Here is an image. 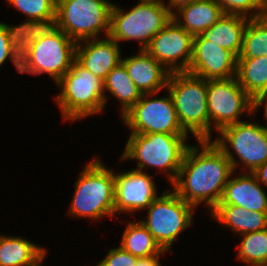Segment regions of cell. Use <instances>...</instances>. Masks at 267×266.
Here are the masks:
<instances>
[{
	"mask_svg": "<svg viewBox=\"0 0 267 266\" xmlns=\"http://www.w3.org/2000/svg\"><path fill=\"white\" fill-rule=\"evenodd\" d=\"M199 148L189 146L176 180L174 192L196 207L205 202L212 210L221 200L224 188L234 170L230 160L215 142L198 140ZM184 177H186L184 179Z\"/></svg>",
	"mask_w": 267,
	"mask_h": 266,
	"instance_id": "cell-1",
	"label": "cell"
},
{
	"mask_svg": "<svg viewBox=\"0 0 267 266\" xmlns=\"http://www.w3.org/2000/svg\"><path fill=\"white\" fill-rule=\"evenodd\" d=\"M43 258H45V255H44L42 258H40V259H39L35 264H33L32 266H42V265H41V262H42Z\"/></svg>",
	"mask_w": 267,
	"mask_h": 266,
	"instance_id": "cell-38",
	"label": "cell"
},
{
	"mask_svg": "<svg viewBox=\"0 0 267 266\" xmlns=\"http://www.w3.org/2000/svg\"><path fill=\"white\" fill-rule=\"evenodd\" d=\"M188 134H130L122 159L138 160L136 170L143 171L148 166L163 169L173 183L182 165L184 155L190 145L186 144ZM172 173V174H171Z\"/></svg>",
	"mask_w": 267,
	"mask_h": 266,
	"instance_id": "cell-3",
	"label": "cell"
},
{
	"mask_svg": "<svg viewBox=\"0 0 267 266\" xmlns=\"http://www.w3.org/2000/svg\"><path fill=\"white\" fill-rule=\"evenodd\" d=\"M151 96L155 95L142 94L140 100L122 115L125 125L132 129L131 134H187L178 121L170 94L154 99Z\"/></svg>",
	"mask_w": 267,
	"mask_h": 266,
	"instance_id": "cell-12",
	"label": "cell"
},
{
	"mask_svg": "<svg viewBox=\"0 0 267 266\" xmlns=\"http://www.w3.org/2000/svg\"><path fill=\"white\" fill-rule=\"evenodd\" d=\"M261 5V17H267V0H260Z\"/></svg>",
	"mask_w": 267,
	"mask_h": 266,
	"instance_id": "cell-37",
	"label": "cell"
},
{
	"mask_svg": "<svg viewBox=\"0 0 267 266\" xmlns=\"http://www.w3.org/2000/svg\"><path fill=\"white\" fill-rule=\"evenodd\" d=\"M46 252L22 237L0 235V266H32Z\"/></svg>",
	"mask_w": 267,
	"mask_h": 266,
	"instance_id": "cell-23",
	"label": "cell"
},
{
	"mask_svg": "<svg viewBox=\"0 0 267 266\" xmlns=\"http://www.w3.org/2000/svg\"><path fill=\"white\" fill-rule=\"evenodd\" d=\"M198 0H169V4L166 5L171 14L174 13V9H180L183 6L189 5Z\"/></svg>",
	"mask_w": 267,
	"mask_h": 266,
	"instance_id": "cell-35",
	"label": "cell"
},
{
	"mask_svg": "<svg viewBox=\"0 0 267 266\" xmlns=\"http://www.w3.org/2000/svg\"><path fill=\"white\" fill-rule=\"evenodd\" d=\"M120 247L139 258L161 255L165 253L152 234L140 222L126 225Z\"/></svg>",
	"mask_w": 267,
	"mask_h": 266,
	"instance_id": "cell-26",
	"label": "cell"
},
{
	"mask_svg": "<svg viewBox=\"0 0 267 266\" xmlns=\"http://www.w3.org/2000/svg\"><path fill=\"white\" fill-rule=\"evenodd\" d=\"M115 176L114 216L146 209L157 198L156 185L145 171L131 170Z\"/></svg>",
	"mask_w": 267,
	"mask_h": 266,
	"instance_id": "cell-15",
	"label": "cell"
},
{
	"mask_svg": "<svg viewBox=\"0 0 267 266\" xmlns=\"http://www.w3.org/2000/svg\"><path fill=\"white\" fill-rule=\"evenodd\" d=\"M218 204H232L250 212L267 213V195L253 173L229 178Z\"/></svg>",
	"mask_w": 267,
	"mask_h": 266,
	"instance_id": "cell-18",
	"label": "cell"
},
{
	"mask_svg": "<svg viewBox=\"0 0 267 266\" xmlns=\"http://www.w3.org/2000/svg\"><path fill=\"white\" fill-rule=\"evenodd\" d=\"M171 191H164L157 197L147 208V220L139 221L164 251H168L177 236L191 225L195 208Z\"/></svg>",
	"mask_w": 267,
	"mask_h": 266,
	"instance_id": "cell-9",
	"label": "cell"
},
{
	"mask_svg": "<svg viewBox=\"0 0 267 266\" xmlns=\"http://www.w3.org/2000/svg\"><path fill=\"white\" fill-rule=\"evenodd\" d=\"M8 56L17 67L18 73H20V59L11 50L5 25L0 22V66L5 62Z\"/></svg>",
	"mask_w": 267,
	"mask_h": 266,
	"instance_id": "cell-32",
	"label": "cell"
},
{
	"mask_svg": "<svg viewBox=\"0 0 267 266\" xmlns=\"http://www.w3.org/2000/svg\"><path fill=\"white\" fill-rule=\"evenodd\" d=\"M159 256H150L138 258L135 266H161Z\"/></svg>",
	"mask_w": 267,
	"mask_h": 266,
	"instance_id": "cell-33",
	"label": "cell"
},
{
	"mask_svg": "<svg viewBox=\"0 0 267 266\" xmlns=\"http://www.w3.org/2000/svg\"><path fill=\"white\" fill-rule=\"evenodd\" d=\"M253 174L256 176L259 183L267 186V161L259 166Z\"/></svg>",
	"mask_w": 267,
	"mask_h": 266,
	"instance_id": "cell-34",
	"label": "cell"
},
{
	"mask_svg": "<svg viewBox=\"0 0 267 266\" xmlns=\"http://www.w3.org/2000/svg\"><path fill=\"white\" fill-rule=\"evenodd\" d=\"M208 80L188 72L170 73L167 87L182 129L196 140H209Z\"/></svg>",
	"mask_w": 267,
	"mask_h": 266,
	"instance_id": "cell-2",
	"label": "cell"
},
{
	"mask_svg": "<svg viewBox=\"0 0 267 266\" xmlns=\"http://www.w3.org/2000/svg\"><path fill=\"white\" fill-rule=\"evenodd\" d=\"M172 19L164 2L140 0L130 11L113 4L109 36L117 43L135 39L145 49L151 39Z\"/></svg>",
	"mask_w": 267,
	"mask_h": 266,
	"instance_id": "cell-6",
	"label": "cell"
},
{
	"mask_svg": "<svg viewBox=\"0 0 267 266\" xmlns=\"http://www.w3.org/2000/svg\"><path fill=\"white\" fill-rule=\"evenodd\" d=\"M188 73L205 80L230 79L237 73V57L197 35L193 37V56Z\"/></svg>",
	"mask_w": 267,
	"mask_h": 266,
	"instance_id": "cell-14",
	"label": "cell"
},
{
	"mask_svg": "<svg viewBox=\"0 0 267 266\" xmlns=\"http://www.w3.org/2000/svg\"><path fill=\"white\" fill-rule=\"evenodd\" d=\"M74 186L69 216L93 220L114 216L115 176L98 158L85 166Z\"/></svg>",
	"mask_w": 267,
	"mask_h": 266,
	"instance_id": "cell-5",
	"label": "cell"
},
{
	"mask_svg": "<svg viewBox=\"0 0 267 266\" xmlns=\"http://www.w3.org/2000/svg\"><path fill=\"white\" fill-rule=\"evenodd\" d=\"M23 12L27 19L43 20L56 18V0H6Z\"/></svg>",
	"mask_w": 267,
	"mask_h": 266,
	"instance_id": "cell-29",
	"label": "cell"
},
{
	"mask_svg": "<svg viewBox=\"0 0 267 266\" xmlns=\"http://www.w3.org/2000/svg\"><path fill=\"white\" fill-rule=\"evenodd\" d=\"M259 266H267V262L260 264Z\"/></svg>",
	"mask_w": 267,
	"mask_h": 266,
	"instance_id": "cell-39",
	"label": "cell"
},
{
	"mask_svg": "<svg viewBox=\"0 0 267 266\" xmlns=\"http://www.w3.org/2000/svg\"><path fill=\"white\" fill-rule=\"evenodd\" d=\"M177 11L179 14L174 12L172 18L193 37L201 35L225 14L216 0H198ZM178 15L184 22H180Z\"/></svg>",
	"mask_w": 267,
	"mask_h": 266,
	"instance_id": "cell-19",
	"label": "cell"
},
{
	"mask_svg": "<svg viewBox=\"0 0 267 266\" xmlns=\"http://www.w3.org/2000/svg\"><path fill=\"white\" fill-rule=\"evenodd\" d=\"M207 107L209 113V140L211 122L219 132L222 128L241 122L244 111L254 114V100L240 86L237 77L208 80ZM240 115V116H239ZM239 119V120H238Z\"/></svg>",
	"mask_w": 267,
	"mask_h": 266,
	"instance_id": "cell-11",
	"label": "cell"
},
{
	"mask_svg": "<svg viewBox=\"0 0 267 266\" xmlns=\"http://www.w3.org/2000/svg\"><path fill=\"white\" fill-rule=\"evenodd\" d=\"M248 18L238 14H224L201 36L232 52L238 58L242 50L243 34Z\"/></svg>",
	"mask_w": 267,
	"mask_h": 266,
	"instance_id": "cell-20",
	"label": "cell"
},
{
	"mask_svg": "<svg viewBox=\"0 0 267 266\" xmlns=\"http://www.w3.org/2000/svg\"><path fill=\"white\" fill-rule=\"evenodd\" d=\"M145 50L169 73L188 72L193 56V36L172 18L151 39ZM180 58L182 61L176 64Z\"/></svg>",
	"mask_w": 267,
	"mask_h": 266,
	"instance_id": "cell-13",
	"label": "cell"
},
{
	"mask_svg": "<svg viewBox=\"0 0 267 266\" xmlns=\"http://www.w3.org/2000/svg\"><path fill=\"white\" fill-rule=\"evenodd\" d=\"M139 53V55L121 59L133 83L142 94H157L161 89H166L170 75L168 70L145 49H140Z\"/></svg>",
	"mask_w": 267,
	"mask_h": 266,
	"instance_id": "cell-17",
	"label": "cell"
},
{
	"mask_svg": "<svg viewBox=\"0 0 267 266\" xmlns=\"http://www.w3.org/2000/svg\"><path fill=\"white\" fill-rule=\"evenodd\" d=\"M219 133L221 137L213 142L225 153L233 170L236 169L238 163L229 146L233 148L240 162L249 169V173H253L267 161V132L263 126L251 123V121H241L222 128Z\"/></svg>",
	"mask_w": 267,
	"mask_h": 266,
	"instance_id": "cell-10",
	"label": "cell"
},
{
	"mask_svg": "<svg viewBox=\"0 0 267 266\" xmlns=\"http://www.w3.org/2000/svg\"><path fill=\"white\" fill-rule=\"evenodd\" d=\"M113 4L107 0H56V24L72 40L93 39L104 30L110 34Z\"/></svg>",
	"mask_w": 267,
	"mask_h": 266,
	"instance_id": "cell-7",
	"label": "cell"
},
{
	"mask_svg": "<svg viewBox=\"0 0 267 266\" xmlns=\"http://www.w3.org/2000/svg\"><path fill=\"white\" fill-rule=\"evenodd\" d=\"M56 84L62 88L55 100L63 120L76 121L100 113L106 105L103 81L76 60Z\"/></svg>",
	"mask_w": 267,
	"mask_h": 266,
	"instance_id": "cell-4",
	"label": "cell"
},
{
	"mask_svg": "<svg viewBox=\"0 0 267 266\" xmlns=\"http://www.w3.org/2000/svg\"><path fill=\"white\" fill-rule=\"evenodd\" d=\"M147 1H158V2H162V0H147Z\"/></svg>",
	"mask_w": 267,
	"mask_h": 266,
	"instance_id": "cell-40",
	"label": "cell"
},
{
	"mask_svg": "<svg viewBox=\"0 0 267 266\" xmlns=\"http://www.w3.org/2000/svg\"><path fill=\"white\" fill-rule=\"evenodd\" d=\"M236 77L253 100L267 96V56L237 58Z\"/></svg>",
	"mask_w": 267,
	"mask_h": 266,
	"instance_id": "cell-24",
	"label": "cell"
},
{
	"mask_svg": "<svg viewBox=\"0 0 267 266\" xmlns=\"http://www.w3.org/2000/svg\"><path fill=\"white\" fill-rule=\"evenodd\" d=\"M265 103L264 105V111H265V117L267 119V96L258 98L256 100H254V112L258 109L259 106H261V104ZM264 130L267 132V127H264Z\"/></svg>",
	"mask_w": 267,
	"mask_h": 266,
	"instance_id": "cell-36",
	"label": "cell"
},
{
	"mask_svg": "<svg viewBox=\"0 0 267 266\" xmlns=\"http://www.w3.org/2000/svg\"><path fill=\"white\" fill-rule=\"evenodd\" d=\"M225 14H238L249 18L261 17L260 0H216ZM252 11L250 16L247 13Z\"/></svg>",
	"mask_w": 267,
	"mask_h": 266,
	"instance_id": "cell-30",
	"label": "cell"
},
{
	"mask_svg": "<svg viewBox=\"0 0 267 266\" xmlns=\"http://www.w3.org/2000/svg\"><path fill=\"white\" fill-rule=\"evenodd\" d=\"M76 42L61 29L32 42L20 59V73L40 75L44 72L57 83L75 60Z\"/></svg>",
	"mask_w": 267,
	"mask_h": 266,
	"instance_id": "cell-8",
	"label": "cell"
},
{
	"mask_svg": "<svg viewBox=\"0 0 267 266\" xmlns=\"http://www.w3.org/2000/svg\"><path fill=\"white\" fill-rule=\"evenodd\" d=\"M11 50L21 59L35 40L49 35L57 28L56 18L43 20L26 19L18 26L5 24Z\"/></svg>",
	"mask_w": 267,
	"mask_h": 266,
	"instance_id": "cell-22",
	"label": "cell"
},
{
	"mask_svg": "<svg viewBox=\"0 0 267 266\" xmlns=\"http://www.w3.org/2000/svg\"><path fill=\"white\" fill-rule=\"evenodd\" d=\"M211 216L237 234H247L267 229V213L245 210L232 204H217Z\"/></svg>",
	"mask_w": 267,
	"mask_h": 266,
	"instance_id": "cell-21",
	"label": "cell"
},
{
	"mask_svg": "<svg viewBox=\"0 0 267 266\" xmlns=\"http://www.w3.org/2000/svg\"><path fill=\"white\" fill-rule=\"evenodd\" d=\"M85 46H81L77 42L75 49V60L97 76L102 81L105 80L107 74L121 63V54L119 43L113 40L110 36L106 39H87L83 40ZM81 46V47H80Z\"/></svg>",
	"mask_w": 267,
	"mask_h": 266,
	"instance_id": "cell-16",
	"label": "cell"
},
{
	"mask_svg": "<svg viewBox=\"0 0 267 266\" xmlns=\"http://www.w3.org/2000/svg\"><path fill=\"white\" fill-rule=\"evenodd\" d=\"M138 258L119 246L110 249L109 253L97 266H135Z\"/></svg>",
	"mask_w": 267,
	"mask_h": 266,
	"instance_id": "cell-31",
	"label": "cell"
},
{
	"mask_svg": "<svg viewBox=\"0 0 267 266\" xmlns=\"http://www.w3.org/2000/svg\"><path fill=\"white\" fill-rule=\"evenodd\" d=\"M267 56V17L248 18L238 58Z\"/></svg>",
	"mask_w": 267,
	"mask_h": 266,
	"instance_id": "cell-27",
	"label": "cell"
},
{
	"mask_svg": "<svg viewBox=\"0 0 267 266\" xmlns=\"http://www.w3.org/2000/svg\"><path fill=\"white\" fill-rule=\"evenodd\" d=\"M104 83V91H109L120 100L124 115L141 98L142 93L129 77L125 66L119 63L108 74Z\"/></svg>",
	"mask_w": 267,
	"mask_h": 266,
	"instance_id": "cell-25",
	"label": "cell"
},
{
	"mask_svg": "<svg viewBox=\"0 0 267 266\" xmlns=\"http://www.w3.org/2000/svg\"><path fill=\"white\" fill-rule=\"evenodd\" d=\"M243 237L237 259L250 266L267 262V229L242 234Z\"/></svg>",
	"mask_w": 267,
	"mask_h": 266,
	"instance_id": "cell-28",
	"label": "cell"
}]
</instances>
